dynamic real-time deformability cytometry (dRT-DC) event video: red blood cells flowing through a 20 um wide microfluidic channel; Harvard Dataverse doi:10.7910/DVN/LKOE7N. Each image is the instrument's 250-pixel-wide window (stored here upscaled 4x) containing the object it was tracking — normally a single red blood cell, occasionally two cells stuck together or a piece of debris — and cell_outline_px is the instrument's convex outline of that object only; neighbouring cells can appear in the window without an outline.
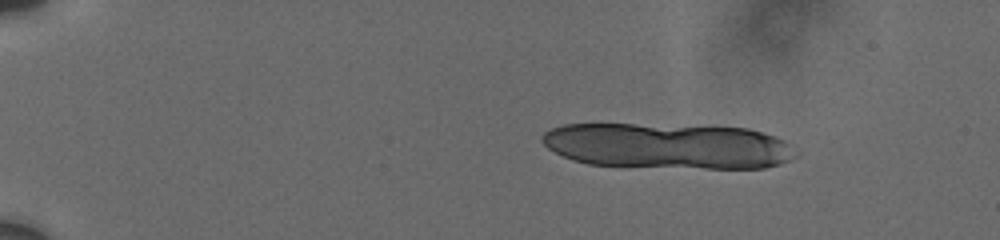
{"species": "human", "species_latin": "Homo sapiens", "temperature_condition": "cold", "stored_images_in_passage": 16, "camera_frame_rate_fps": 3000, "um_per_image_px": 0.085, "donor": {"sex": "male"}, "frame": {"image": 1, "passage_image": 4, "time_ms": 1.0, "image_size_px": [1000, 240], "cell_outline_px": [[800, 156], [792, 160], [780, 164], [764, 168], [704, 168], [588, 164], [572, 160], [548, 148], [540, 140], [540, 136], [544, 132], [552, 128], [564, 124], [636, 124], [748, 128], [784, 140], [800, 152]], "centroid_in_image_um": [56.81, 12.41], "position_along_channel_um": 28.2, "area_um2": 67.57}}